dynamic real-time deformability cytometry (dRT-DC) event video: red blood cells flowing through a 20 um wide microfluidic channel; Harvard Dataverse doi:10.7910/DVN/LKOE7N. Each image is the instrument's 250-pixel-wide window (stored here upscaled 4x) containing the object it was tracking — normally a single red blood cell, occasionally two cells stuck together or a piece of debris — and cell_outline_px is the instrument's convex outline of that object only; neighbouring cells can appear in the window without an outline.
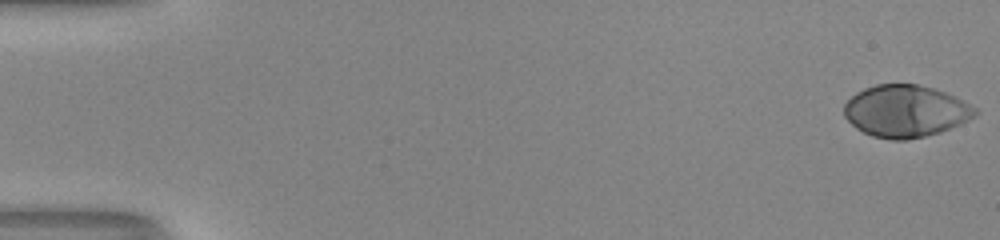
{"species": "human", "species_latin": "Homo sapiens", "temperature_condition": "room temperature", "stored_images_in_passage": 53, "camera_frame_rate_fps": 3000, "um_per_image_px": 0.085, "donor": {"sex": "male"}, "frame": {"image": 1, "passage_image": 1, "time_ms": 0.0, "image_size_px": [1000, 240], "cell_outline_px": [[980, 112], [976, 116], [960, 124], [940, 132], [924, 136], [904, 140], [892, 140], [872, 136], [856, 128], [844, 116], [844, 104], [856, 92], [864, 88], [876, 84], [916, 84], [932, 88], [944, 92], [976, 108]], "centroid_in_image_um": [76.95, 9.45], "position_along_channel_um": 8.0, "area_um2": 39.54}}
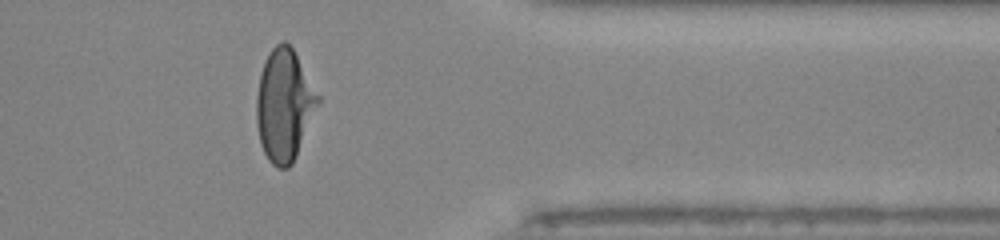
{"frame": {"image": 2, "passage_image": 44, "time_ms": 14.333, "image_size_px": [1000, 240], "cell_outline_px": [[320, 100], [296, 156], [292, 164], [288, 168], [276, 168], [268, 160], [260, 144], [256, 124], [256, 96], [260, 76], [264, 60], [268, 52], [276, 44], [284, 40], [292, 48], [320, 96]], "centroid_in_image_um": [24.13, 8.94], "position_along_channel_um": 387.3, "area_um2": 39.94}}
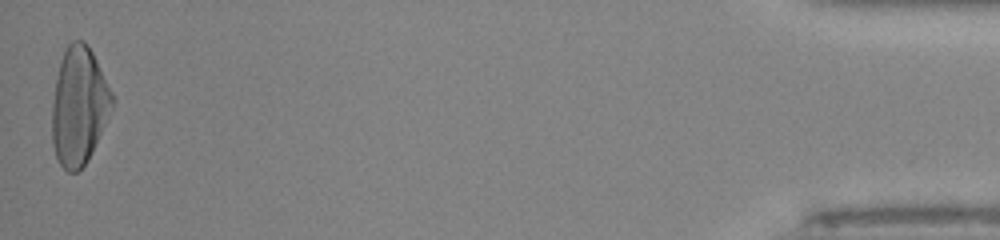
{"frame": {"image": 3, "passage_image": 53, "time_ms": 17.333, "image_size_px": [1000, 240], "cell_outline_px": [[116, 100], [88, 160], [76, 172], [68, 172], [60, 164], [56, 156], [52, 144], [52, 104], [56, 80], [60, 64], [64, 52], [68, 44], [72, 40], [84, 40], [92, 52]], "centroid_in_image_um": [6.71, 9.02], "position_along_channel_um": 428.5, "area_um2": 40.98}, "authors_computed_cell_mechanics": {"area_um2": 39.015, "velocity_mm_per_s": 4.02, "shape_relaxation_time_tau1_ms": 4.3751, "shape_relaxation_time_tau2_ms": null, "deformation_change_tau1": 0.2389, "deformation_change_tau2": null}}